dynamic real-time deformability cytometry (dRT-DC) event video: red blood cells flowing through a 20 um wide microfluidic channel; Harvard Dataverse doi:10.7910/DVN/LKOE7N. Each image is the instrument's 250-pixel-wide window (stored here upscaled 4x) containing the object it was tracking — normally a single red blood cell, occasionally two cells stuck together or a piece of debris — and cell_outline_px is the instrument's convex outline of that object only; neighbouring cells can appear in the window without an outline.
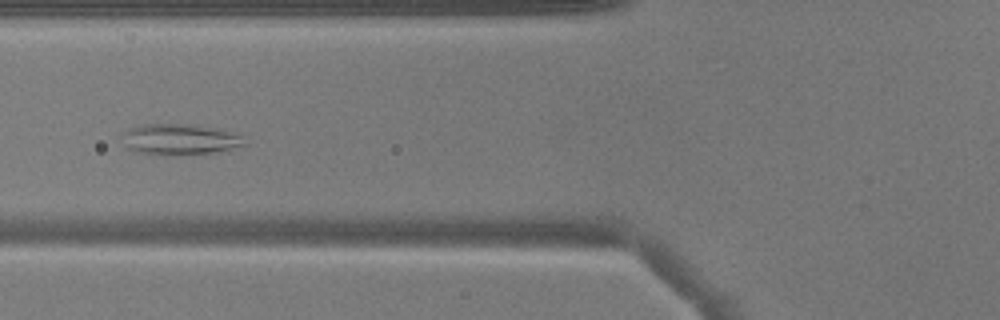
{"species": "common noctule bat (a hibernating species)", "species_latin": "Nyctalus noctula", "temperature_condition": "warm", "stored_images_in_passage": 44, "camera_frame_rate_fps": 3000, "um_per_image_px": 0.085, "animal": {"sex": "male", "body_mass_g": 17.9}, "frame": {"image": 1, "passage_image": 13, "time_ms": 4.0, "image_size_px": [1000, 320], "cell_outline_px": [[248, 144], [212, 152], [180, 156], [140, 152], [128, 148], [128, 132], [132, 128], [140, 124], [196, 124], [216, 128], [240, 136]], "centroid_in_image_um": [15.37, 11.84], "position_along_channel_um": 110.4, "area_um2": 21.21}}
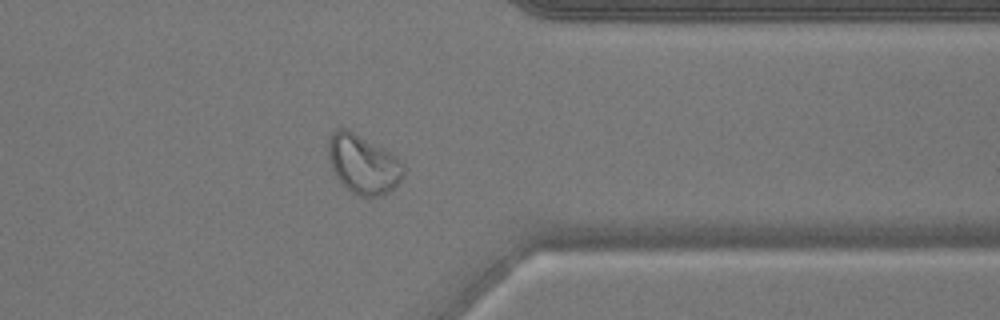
{"frame": {"image": 2, "passage_image": 34, "time_ms": 11.0, "image_size_px": [1000, 320], "cell_outline_px": [[404, 172], [400, 180], [388, 192], [380, 196], [360, 196], [352, 192], [336, 176], [332, 168], [328, 156], [328, 140], [332, 132], [336, 128], [348, 128], [388, 152], [400, 160], [404, 164]], "centroid_in_image_um": [30.84, 13.93], "position_along_channel_um": 380.6, "area_um2": 25.43}}
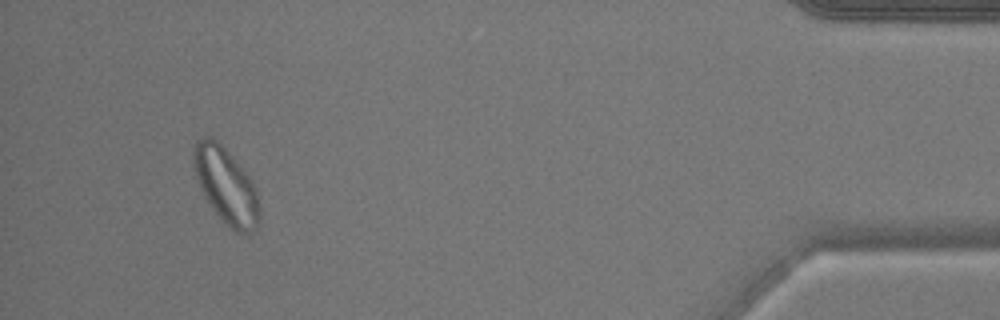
{"frame": {"image": 3, "passage_image": 41, "time_ms": 13.333, "image_size_px": [1000, 320], "cell_outline_px": [[260, 224], [252, 232], [236, 232], [212, 208], [204, 196], [196, 176], [192, 160], [192, 148], [196, 140], [204, 136], [212, 136], [232, 156], [248, 176], [256, 192], [260, 204]], "centroid_in_image_um": [19.2, 15.75], "position_along_channel_um": 416.0, "area_um2": 28.78}}